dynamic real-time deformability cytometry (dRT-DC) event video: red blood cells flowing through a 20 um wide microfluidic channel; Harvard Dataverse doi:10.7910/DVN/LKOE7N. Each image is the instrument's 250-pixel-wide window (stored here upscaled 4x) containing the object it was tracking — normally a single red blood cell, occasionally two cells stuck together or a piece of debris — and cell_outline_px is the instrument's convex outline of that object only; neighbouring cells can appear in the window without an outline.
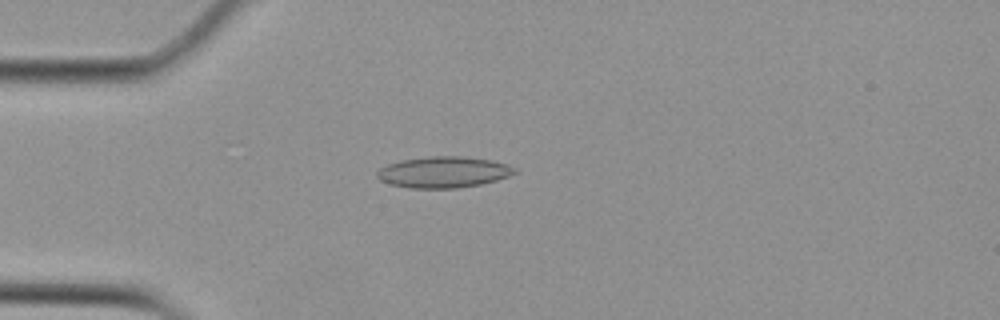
{"species": "Egyptian fruit bat (a non-hibernating species)", "species_latin": "Rousettus aegyptiacus", "temperature_condition": "cold", "stored_images_in_passage": 51, "camera_frame_rate_fps": 3000, "um_per_image_px": 0.085, "animal": {"sex": "female"}, "frame": {"image": 1, "passage_image": 11, "time_ms": 3.333, "image_size_px": [1000, 320], "cell_outline_px": [[516, 172], [508, 176], [496, 180], [480, 184], [456, 188], [412, 188], [392, 184], [380, 180], [376, 176], [376, 172], [380, 168], [388, 164], [400, 160], [428, 156], [464, 156], [492, 160], [516, 168]], "centroid_in_image_um": [37.68, 14.62], "position_along_channel_um": 47.3, "area_um2": 24.85}}
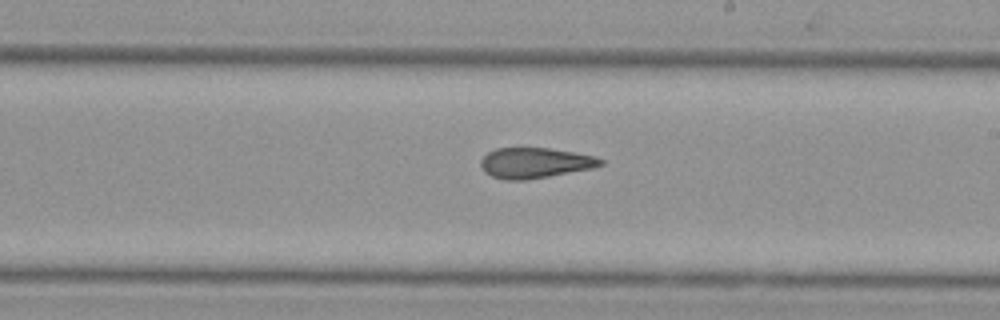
{"frame": {"image": 2, "passage_image": 28, "time_ms": 9.0, "image_size_px": [1000, 320], "cell_outline_px": [[604, 164], [592, 168], [528, 180], [504, 180], [492, 176], [484, 172], [480, 164], [480, 160], [488, 152], [496, 148], [548, 148], [596, 156], [604, 160]], "centroid_in_image_um": [45.46, 13.85], "position_along_channel_um": 243.5, "area_um2": 21.27}}
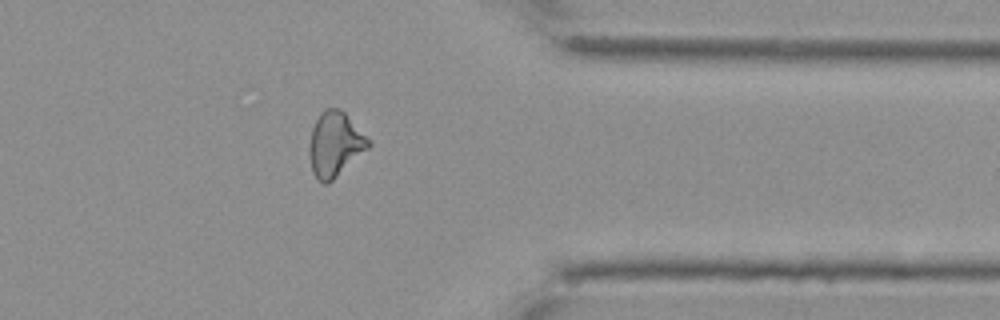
{"frame": {"image": 3, "passage_image": 40, "time_ms": 13.0, "image_size_px": [1000, 320], "cell_outline_px": [[372, 144], [368, 148], [328, 184], [324, 184], [316, 180], [312, 172], [308, 148], [308, 144], [312, 128], [320, 112], [324, 108], [336, 108], [344, 112], [372, 140]], "centroid_in_image_um": [28.46, 12.26], "position_along_channel_um": 382.9, "area_um2": 22.48}, "authors_computed_cell_mechanics": {"area_um2": 22.4842, "velocity_mm_per_s": 3.7624, "shape_relaxation_time_tau1_ms": null, "shape_relaxation_time_tau2_ms": 2.9878, "deformation_change_tau1": null, "deformation_change_tau2": 0.1108}}